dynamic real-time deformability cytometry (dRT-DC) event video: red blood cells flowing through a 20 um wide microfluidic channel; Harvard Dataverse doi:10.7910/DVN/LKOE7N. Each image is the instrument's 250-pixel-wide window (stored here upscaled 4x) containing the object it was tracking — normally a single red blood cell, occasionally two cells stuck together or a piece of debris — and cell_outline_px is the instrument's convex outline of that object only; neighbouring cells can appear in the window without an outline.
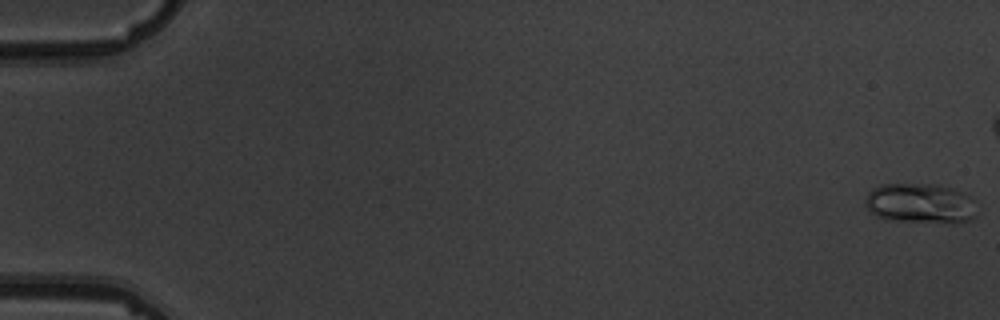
{"species": "common noctule bat (a hibernating species)", "species_latin": "Nyctalus noctula", "temperature_condition": "warm", "stored_images_in_passage": 11, "camera_frame_rate_fps": 3000, "um_per_image_px": 0.085, "animal": {"sex": "male", "body_mass_g": 19.5, "forearm_length_mm": 54.6}, "frame": {"image": 1, "passage_image": 1, "time_ms": 0.0, "image_size_px": [1000, 320], "cell_outline_px": [[976, 216], [972, 220], [952, 224], [888, 220], [876, 216], [868, 208], [864, 200], [868, 192], [872, 188], [880, 184], [936, 184], [952, 188], [964, 192], [972, 196]], "centroid_in_image_um": [78.25, 17.3], "position_along_channel_um": 6.7, "area_um2": 26.59}}
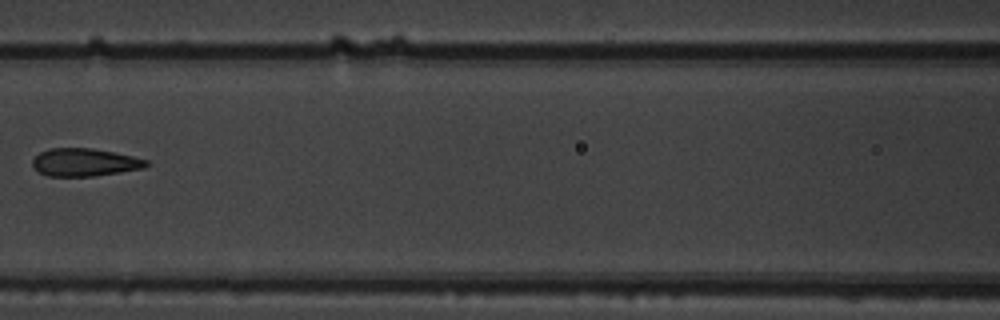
{"frame": {"image": 2, "passage_image": 10, "time_ms": 11.0, "image_size_px": [1000, 320], "cell_outline_px": [[152, 164], [144, 168], [96, 176], [48, 176], [32, 168], [32, 160], [40, 152], [48, 148], [92, 148], [132, 156], [148, 160]], "centroid_in_image_um": [7.2, 13.8], "position_along_channel_um": 159.4, "area_um2": 18.55}}
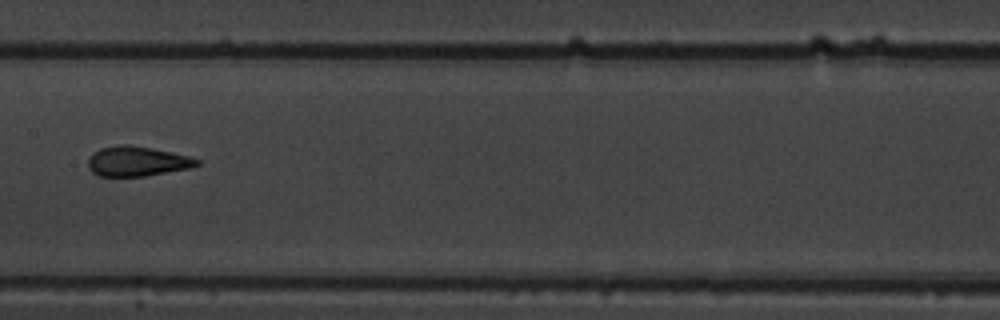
{"frame": {"image": 3, "passage_image": 11, "time_ms": 12.0, "image_size_px": [1000, 320], "cell_outline_px": [[200, 164], [188, 168], [144, 176], [100, 176], [92, 172], [88, 168], [88, 160], [92, 152], [100, 148], [120, 144], [128, 144], [152, 148], [188, 156], [200, 160]], "centroid_in_image_um": [11.6, 13.7], "position_along_channel_um": 195.8, "area_um2": 18.84}}